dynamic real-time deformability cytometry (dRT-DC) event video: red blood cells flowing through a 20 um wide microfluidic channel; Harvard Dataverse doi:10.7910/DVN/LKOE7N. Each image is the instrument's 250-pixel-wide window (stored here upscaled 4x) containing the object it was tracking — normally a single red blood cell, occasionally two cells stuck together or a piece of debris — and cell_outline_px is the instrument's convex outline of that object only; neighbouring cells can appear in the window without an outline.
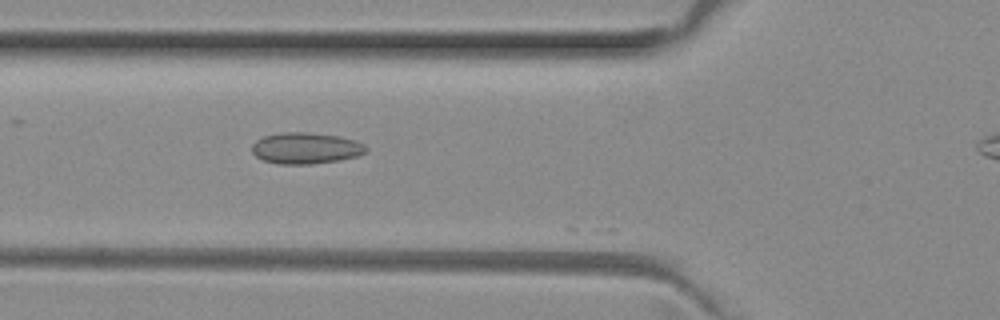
{"species": "common noctule bat (a hibernating species)", "species_latin": "Nyctalus noctula", "temperature_condition": "room temperature", "stored_images_in_passage": 9, "camera_frame_rate_fps": 3000, "um_per_image_px": 0.085, "animal": {"sex": "female", "body_mass_g": 29.2, "forearm_length_mm": 56.3}, "frame": {"image": 1, "passage_image": 2, "time_ms": 0.333, "image_size_px": [1000, 320], "cell_outline_px": [[368, 152], [356, 156], [340, 160], [312, 164], [280, 164], [264, 160], [256, 156], [252, 152], [252, 144], [256, 140], [264, 136], [280, 132], [308, 132], [340, 136], [356, 140], [364, 144], [368, 148]], "centroid_in_image_um": [26.02, 12.59], "position_along_channel_um": 99.8, "area_um2": 20.98}}
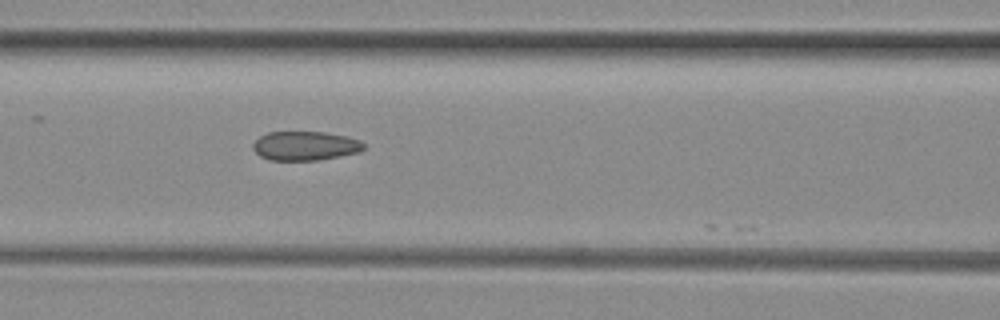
{"frame": {"image": 2, "passage_image": 5, "time_ms": 1.333, "image_size_px": [1000, 320], "cell_outline_px": [[364, 148], [360, 152], [340, 156], [316, 160], [268, 160], [260, 156], [252, 148], [252, 144], [260, 136], [268, 132], [324, 132], [344, 136], [360, 140], [364, 144]], "centroid_in_image_um": [25.92, 12.4], "position_along_channel_um": 140.7, "area_um2": 18.73}}
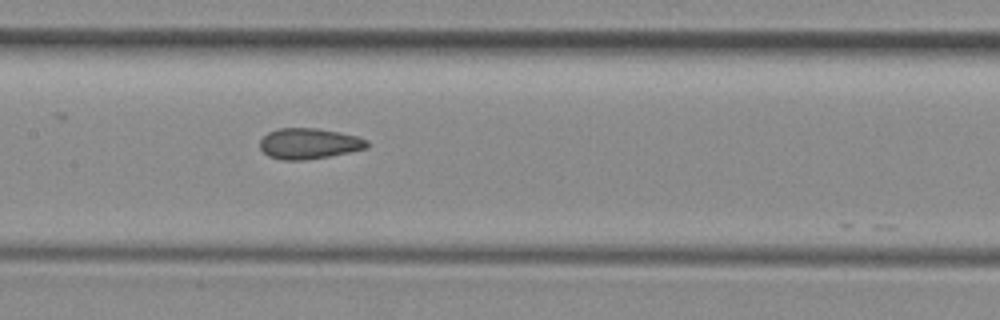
{"frame": {"image": 3, "passage_image": 8, "time_ms": 2.333, "image_size_px": [1000, 320], "cell_outline_px": [[368, 148], [328, 156], [304, 160], [280, 160], [268, 156], [260, 148], [260, 140], [268, 132], [280, 128], [316, 128], [340, 132], [356, 136], [368, 140]], "centroid_in_image_um": [26.25, 12.2], "position_along_channel_um": 181.2, "area_um2": 19.13}}